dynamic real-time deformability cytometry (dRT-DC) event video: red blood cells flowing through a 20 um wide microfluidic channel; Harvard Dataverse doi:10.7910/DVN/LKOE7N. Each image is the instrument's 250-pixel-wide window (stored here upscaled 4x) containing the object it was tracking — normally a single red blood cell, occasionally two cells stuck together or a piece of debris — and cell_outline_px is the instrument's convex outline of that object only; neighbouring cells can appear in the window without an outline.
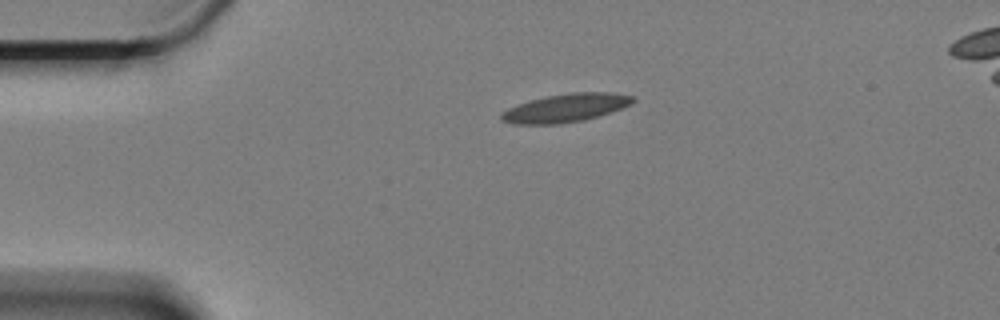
{"species": "Egyptian fruit bat (a non-hibernating species)", "species_latin": "Rousettus aegyptiacus", "temperature_condition": "cold", "stored_images_in_passage": 48, "camera_frame_rate_fps": 3000, "um_per_image_px": 0.085, "animal": {"sex": "female"}, "frame": {"image": 1, "passage_image": 1, "time_ms": 0.0, "image_size_px": [1000, 320], "cell_outline_px": [[636, 100], [632, 104], [584, 120], [560, 124], [512, 124], [500, 120], [500, 116], [508, 108], [532, 100], [548, 96], [572, 92], [612, 92], [636, 96]], "centroid_in_image_um": [48.11, 9.17], "position_along_channel_um": 36.9, "area_um2": 21.5}}
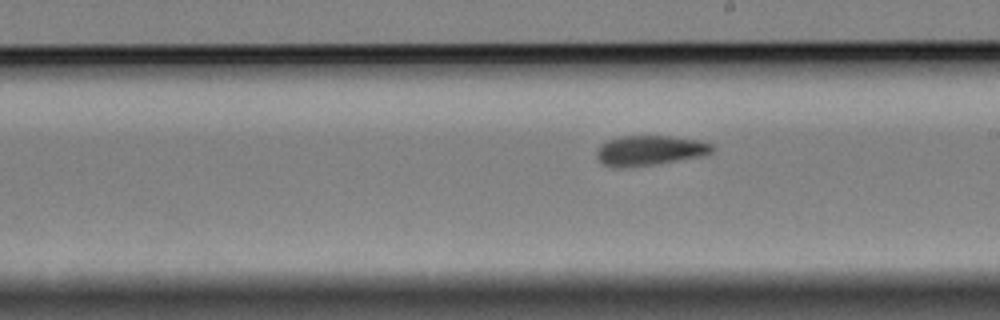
{"frame": {"image": 2, "passage_image": 22, "time_ms": 7.0, "image_size_px": [1000, 320], "cell_outline_px": [[712, 152], [696, 156], [676, 160], [652, 164], [620, 168], [604, 164], [596, 156], [596, 148], [600, 144], [608, 140], [620, 136], [668, 136], [696, 140], [712, 144]], "centroid_in_image_um": [55.13, 12.77], "position_along_channel_um": 233.9, "area_um2": 19.65}}
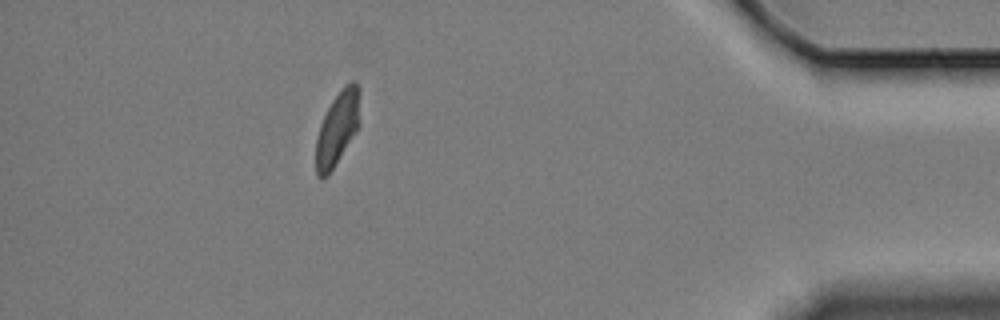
{"frame": {"image": 3, "passage_image": 42, "time_ms": 13.667, "image_size_px": [1000, 320], "cell_outline_px": [[360, 124], [328, 176], [320, 180], [316, 176], [316, 140], [320, 124], [332, 100], [340, 88], [344, 84], [352, 80], [356, 80], [360, 88]], "centroid_in_image_um": [28.7, 10.86], "position_along_channel_um": 406.5, "area_um2": 19.19}, "authors_computed_cell_mechanics": {"area_um2": 20.1144, "velocity_mm_per_s": 3.2977, "shape_relaxation_time_tau1_ms": 6.0775, "shape_relaxation_time_tau2_ms": 3.5418, "deformation_change_tau1": 0.1638, "deformation_change_tau2": 0.102}}